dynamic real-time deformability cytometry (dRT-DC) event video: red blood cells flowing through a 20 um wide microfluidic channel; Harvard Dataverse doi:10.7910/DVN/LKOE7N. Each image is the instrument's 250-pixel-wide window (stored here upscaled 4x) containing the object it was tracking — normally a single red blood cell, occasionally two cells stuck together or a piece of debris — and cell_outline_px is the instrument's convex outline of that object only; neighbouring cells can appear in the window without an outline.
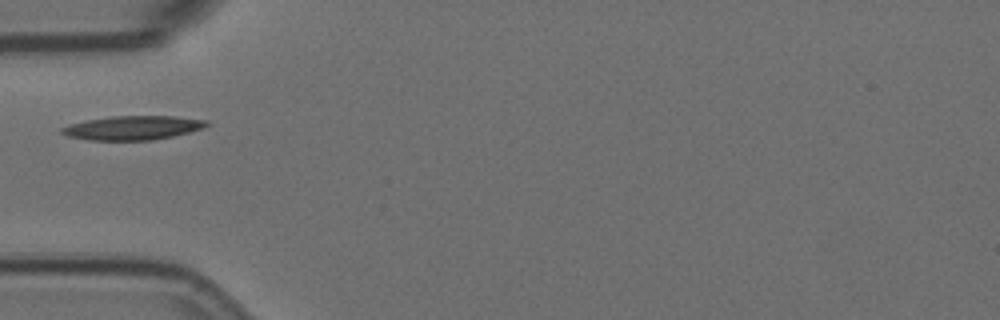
{"species": "Egyptian fruit bat (a non-hibernating species)", "species_latin": "Rousettus aegyptiacus", "temperature_condition": "room temperature", "stored_images_in_passage": 6, "camera_frame_rate_fps": 3000, "um_per_image_px": 0.085, "animal": {"sex": "female"}, "frame": {"image": 1, "passage_image": 4, "time_ms": 1.0, "image_size_px": [1000, 320], "cell_outline_px": [[212, 124], [188, 132], [172, 136], [152, 140], [88, 140], [68, 136], [60, 132], [60, 128], [72, 124], [88, 120], [112, 116], [172, 116], [208, 120]], "centroid_in_image_um": [11.3, 10.86], "position_along_channel_um": 73.7, "area_um2": 20.06}}
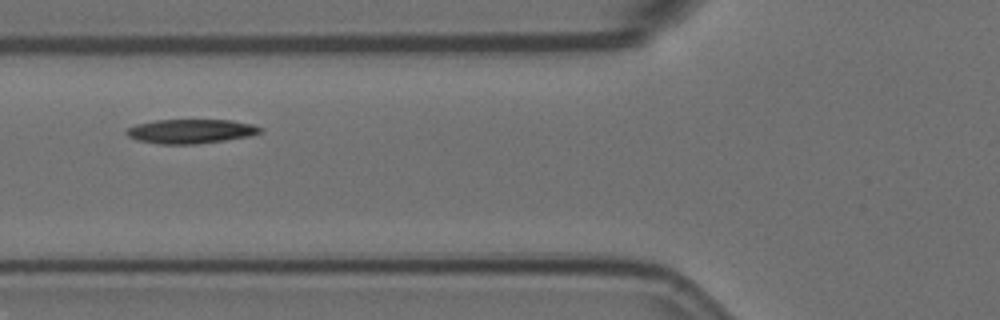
{"frame": {"image": 2, "passage_image": 5, "time_ms": 1.333, "image_size_px": [1000, 320], "cell_outline_px": [[264, 132], [252, 136], [196, 144], [160, 144], [136, 140], [128, 136], [124, 132], [128, 128], [136, 124], [156, 120], [232, 120], [252, 124], [264, 128]], "centroid_in_image_um": [16.25, 11.16], "position_along_channel_um": 109.5, "area_um2": 19.07}}
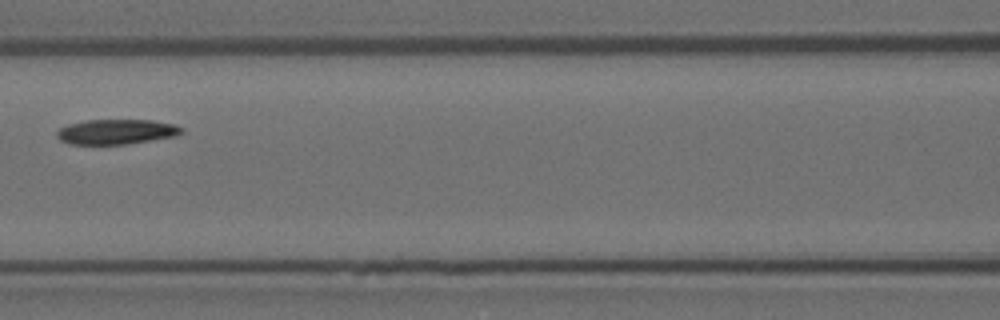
{"frame": {"image": 3, "passage_image": 6, "time_ms": 1.667, "image_size_px": [1000, 320], "cell_outline_px": [[184, 132], [176, 136], [128, 144], [72, 144], [60, 140], [56, 136], [56, 132], [60, 128], [68, 124], [84, 120], [152, 120], [176, 124], [184, 128]], "centroid_in_image_um": [9.93, 11.19], "position_along_channel_um": 156.7, "area_um2": 18.32}}